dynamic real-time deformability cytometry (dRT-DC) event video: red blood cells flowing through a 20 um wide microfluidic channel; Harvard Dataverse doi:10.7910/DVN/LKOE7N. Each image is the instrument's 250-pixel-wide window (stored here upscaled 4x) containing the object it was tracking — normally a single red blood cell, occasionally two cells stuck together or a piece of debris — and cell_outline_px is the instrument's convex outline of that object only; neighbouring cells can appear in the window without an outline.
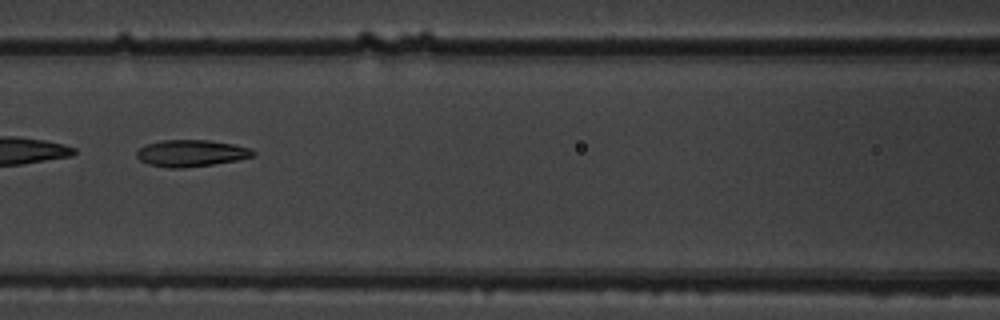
{"species": "common noctule bat (a hibernating species)", "species_latin": "Nyctalus noctula", "temperature_condition": "warm", "stored_images_in_passage": 9, "camera_frame_rate_fps": 3000, "um_per_image_px": 0.085, "animal": {"sex": "male", "body_mass_g": 19.5, "forearm_length_mm": 54.6}, "frame": {"image": 1, "passage_image": 7, "time_ms": 2.0, "image_size_px": [1000, 320], "cell_outline_px": [[256, 156], [236, 160], [212, 164], [180, 168], [168, 168], [148, 164], [140, 160], [136, 156], [136, 152], [144, 144], [160, 140], [208, 140], [236, 144], [252, 148], [256, 152]], "centroid_in_image_um": [16.26, 13.01], "position_along_channel_um": 150.3, "area_um2": 18.32}}
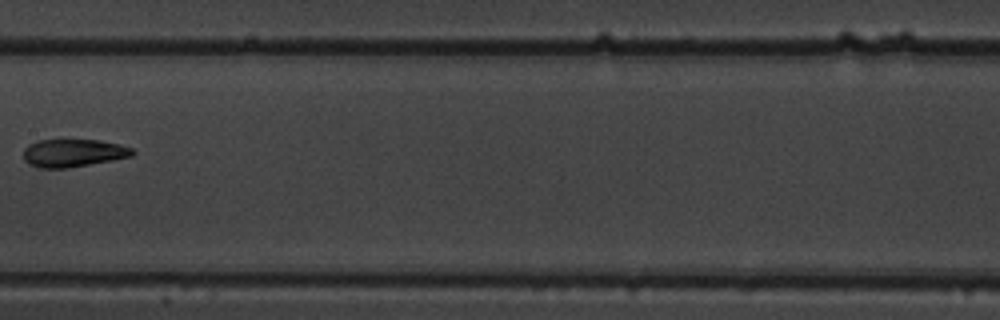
{"frame": {"image": 2, "passage_image": 8, "time_ms": 2.333, "image_size_px": [1000, 320], "cell_outline_px": [[136, 152], [132, 156], [112, 160], [68, 168], [40, 168], [28, 164], [24, 160], [24, 148], [28, 144], [36, 140], [96, 140], [120, 144], [132, 148]], "centroid_in_image_um": [6.21, 13.0], "position_along_channel_um": 201.2, "area_um2": 17.74}}
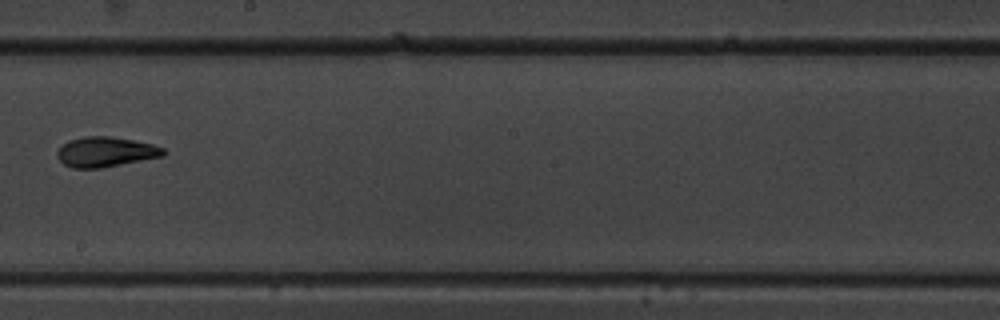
{"frame": {"image": 3, "passage_image": 9, "time_ms": 2.667, "image_size_px": [1000, 320], "cell_outline_px": [[164, 156], [100, 168], [72, 168], [64, 164], [56, 156], [56, 152], [68, 140], [84, 136], [108, 136], [132, 140], [152, 144], [164, 148]], "centroid_in_image_um": [8.95, 12.91], "position_along_channel_um": 239.2, "area_um2": 18.44}}